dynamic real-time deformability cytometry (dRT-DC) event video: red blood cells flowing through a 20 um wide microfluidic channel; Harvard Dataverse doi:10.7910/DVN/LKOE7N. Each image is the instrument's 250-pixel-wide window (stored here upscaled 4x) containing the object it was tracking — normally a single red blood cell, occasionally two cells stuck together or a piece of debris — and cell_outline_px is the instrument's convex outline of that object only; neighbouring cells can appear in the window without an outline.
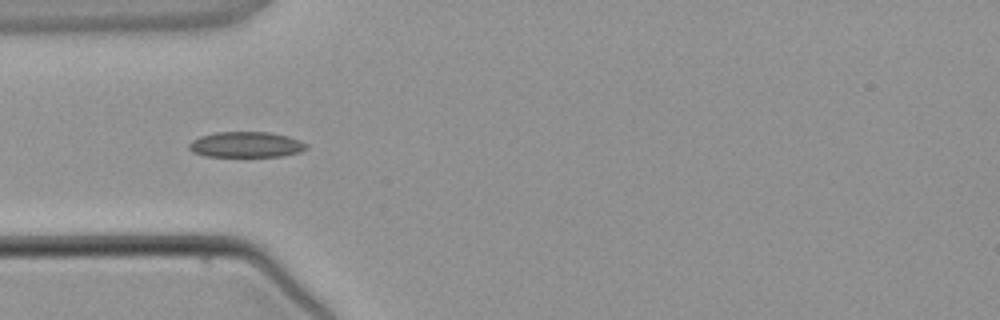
{"species": "common noctule bat (a hibernating species)", "species_latin": "Nyctalus noctula", "temperature_condition": "warm", "stored_images_in_passage": 3, "camera_frame_rate_fps": 3000, "um_per_image_px": 0.085, "animal": {"sex": "male", "body_mass_g": 21.5, "forearm_length_mm": 52.0}, "frame": {"image": 1, "passage_image": 3, "time_ms": 2.333, "image_size_px": [1000, 320], "cell_outline_px": [[308, 148], [300, 152], [280, 156], [204, 156], [192, 152], [188, 148], [188, 144], [192, 140], [200, 136], [216, 132], [272, 132], [288, 136], [300, 140], [308, 144]], "centroid_in_image_um": [20.92, 12.28], "position_along_channel_um": 64.1, "area_um2": 17.63}}